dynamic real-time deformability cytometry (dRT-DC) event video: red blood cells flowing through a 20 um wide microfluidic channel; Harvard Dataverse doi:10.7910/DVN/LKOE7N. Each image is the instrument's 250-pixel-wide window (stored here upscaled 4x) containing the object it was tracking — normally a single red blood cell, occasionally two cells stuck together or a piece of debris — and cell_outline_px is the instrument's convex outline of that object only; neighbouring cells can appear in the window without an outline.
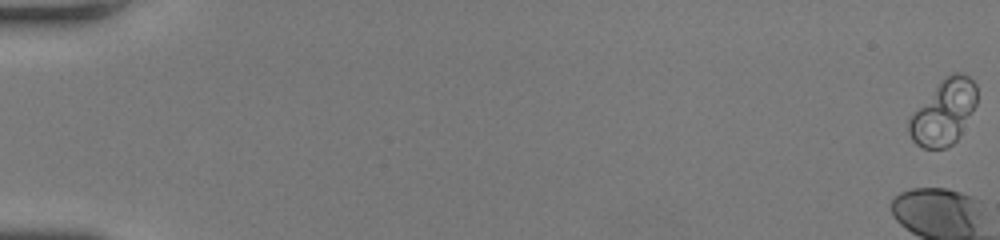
{"species": "human", "species_latin": "Homo sapiens", "temperature_condition": "room temperature", "stored_images_in_passage": 44, "camera_frame_rate_fps": 3000, "um_per_image_px": 0.085, "donor": {"sex": "female"}, "frame": {"image": 1, "passage_image": 1, "time_ms": 0.0, "image_size_px": [1000, 240], "cell_outline_px": [[976, 104], [956, 140], [952, 144], [944, 148], [924, 148], [916, 144], [912, 140], [908, 132], [908, 120], [912, 112], [944, 76], [952, 72], [956, 72], [968, 76], [976, 84]], "centroid_in_image_um": [80.18, 9.53], "position_along_channel_um": 4.8, "area_um2": 25.55}}